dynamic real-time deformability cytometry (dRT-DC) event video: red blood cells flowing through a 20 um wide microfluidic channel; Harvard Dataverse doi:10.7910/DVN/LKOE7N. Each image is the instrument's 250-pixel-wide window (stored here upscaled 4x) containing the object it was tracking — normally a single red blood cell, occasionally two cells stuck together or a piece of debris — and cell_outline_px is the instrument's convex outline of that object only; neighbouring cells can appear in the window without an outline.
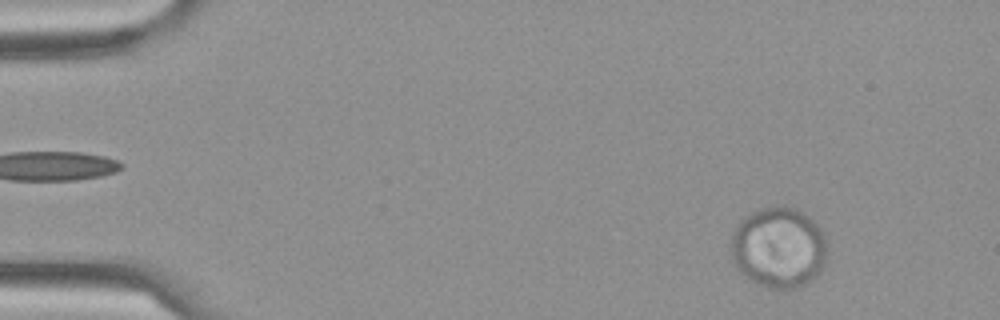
{"species": "Egyptian fruit bat (a non-hibernating species)", "species_latin": "Rousettus aegyptiacus", "temperature_condition": "cold", "stored_images_in_passage": 58, "camera_frame_rate_fps": 3000, "um_per_image_px": 0.085, "frame": {"image": 1, "passage_image": 4, "time_ms": 1.0, "image_size_px": [1000, 320], "cell_outline_px": [[828, 252], [824, 264], [820, 272], [812, 280], [804, 284], [792, 288], [768, 288], [752, 280], [736, 264], [732, 256], [732, 236], [740, 220], [744, 216], [760, 208], [784, 204], [796, 208], [804, 212], [816, 224], [824, 236]], "centroid_in_image_um": [66.23, 21.0], "position_along_channel_um": 18.8, "area_um2": 45.03}}
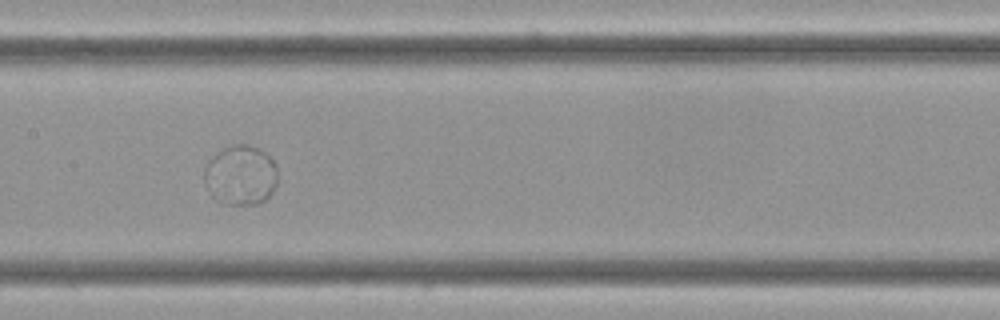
{"frame": {"image": 2, "passage_image": 28, "time_ms": 9.0, "image_size_px": [1000, 320], "cell_outline_px": [[276, 184], [272, 192], [260, 204], [224, 204], [216, 200], [212, 196], [204, 184], [204, 168], [208, 160], [216, 152], [232, 144], [248, 144], [260, 148], [276, 164]], "centroid_in_image_um": [20.42, 14.88], "position_along_channel_um": 187.0, "area_um2": 25.84}}
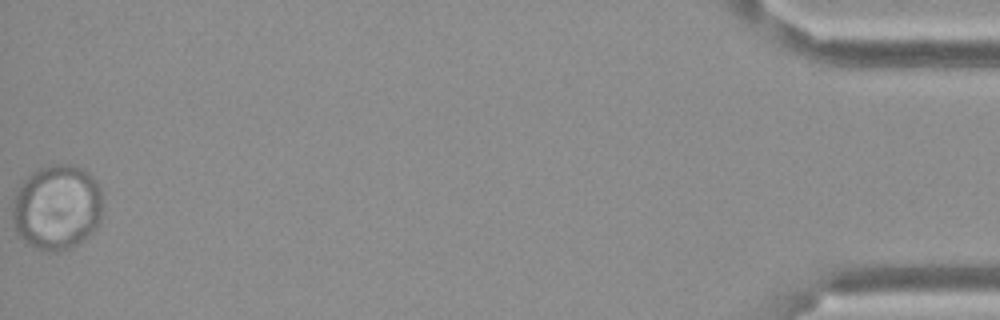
{"frame": {"image": 3, "passage_image": 58, "time_ms": 19.0, "image_size_px": [1000, 320], "cell_outline_px": [[100, 220], [96, 228], [92, 232], [68, 248], [56, 252], [48, 252], [36, 248], [28, 244], [16, 232], [12, 220], [12, 208], [16, 192], [20, 184], [28, 176], [40, 168], [52, 164], [72, 164], [88, 172], [96, 180], [100, 188]], "centroid_in_image_um": [4.81, 17.61], "position_along_channel_um": 430.4, "area_um2": 44.51}}